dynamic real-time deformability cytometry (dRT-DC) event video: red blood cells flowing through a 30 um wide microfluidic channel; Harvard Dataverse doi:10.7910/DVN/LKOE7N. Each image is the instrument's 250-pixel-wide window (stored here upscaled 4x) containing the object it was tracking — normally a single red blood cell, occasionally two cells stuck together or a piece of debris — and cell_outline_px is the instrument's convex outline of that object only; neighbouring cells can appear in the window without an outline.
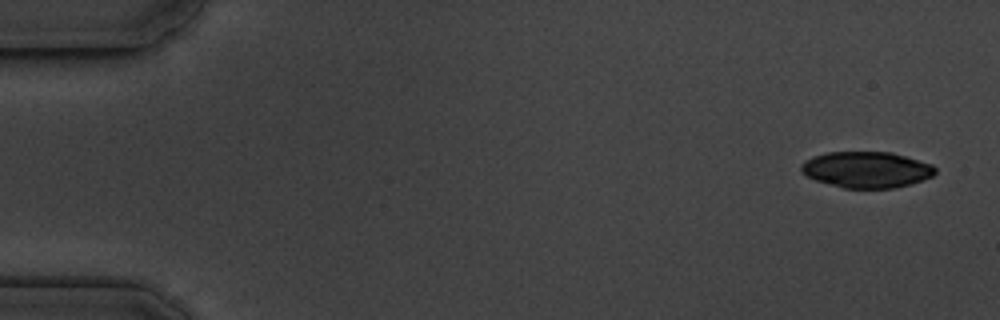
{"species": "common noctule bat (a hibernating species)", "species_latin": "Nyctalus noctula", "temperature_condition": "cold", "stored_images_in_passage": 4, "camera_frame_rate_fps": 3000, "um_per_image_px": 0.085, "animal": {"sex": "male", "body_mass_g": 19.5, "forearm_length_mm": 54.6}, "frame": {"image": 1, "passage_image": 1, "time_ms": 0.0, "image_size_px": [1000, 320], "cell_outline_px": [[936, 172], [932, 176], [924, 180], [912, 184], [892, 188], [844, 188], [816, 180], [808, 176], [800, 168], [800, 164], [804, 160], [812, 156], [828, 152], [892, 152], [932, 164], [936, 168]], "centroid_in_image_um": [73.67, 14.41], "position_along_channel_um": 11.3, "area_um2": 28.26}}